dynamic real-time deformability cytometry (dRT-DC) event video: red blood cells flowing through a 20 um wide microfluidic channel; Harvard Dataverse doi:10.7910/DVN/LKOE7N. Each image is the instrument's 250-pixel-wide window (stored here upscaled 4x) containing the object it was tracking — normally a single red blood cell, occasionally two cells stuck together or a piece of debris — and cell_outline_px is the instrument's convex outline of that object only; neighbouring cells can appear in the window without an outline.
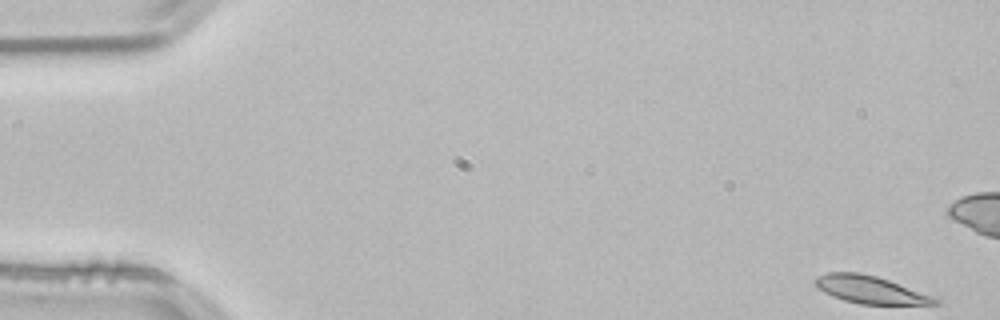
{"species": "common noctule bat (a hibernating species)", "species_latin": "Nyctalus noctula", "temperature_condition": "room temperature", "stored_images_in_passage": 53, "camera_frame_rate_fps": 3000, "um_per_image_px": 0.085, "animal": {"sex": "male", "body_mass_g": 21.5, "forearm_length_mm": 52.0}, "frame": {"image": 1, "passage_image": 1, "time_ms": 0.0, "image_size_px": [1000, 320], "cell_outline_px": [[940, 304], [860, 304], [844, 300], [832, 296], [816, 288], [812, 280], [816, 276], [828, 272], [860, 272], [876, 276], [888, 280], [932, 296], [940, 300]], "centroid_in_image_um": [73.89, 24.61], "position_along_channel_um": 11.1, "area_um2": 19.19}}
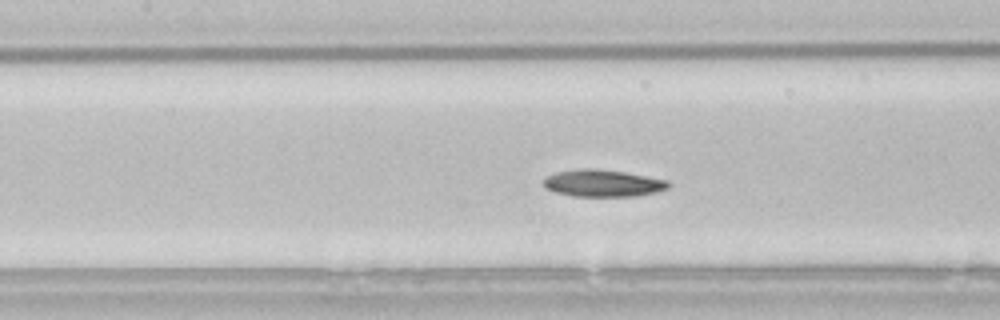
{"frame": {"image": 2, "passage_image": 23, "time_ms": 7.333, "image_size_px": [1000, 320], "cell_outline_px": [[672, 184], [668, 188], [656, 192], [636, 196], [572, 196], [556, 192], [544, 188], [544, 180], [548, 176], [556, 172], [584, 168], [588, 168], [624, 172], [668, 180]], "centroid_in_image_um": [51.26, 15.58], "position_along_channel_um": 156.1, "area_um2": 19.54}}
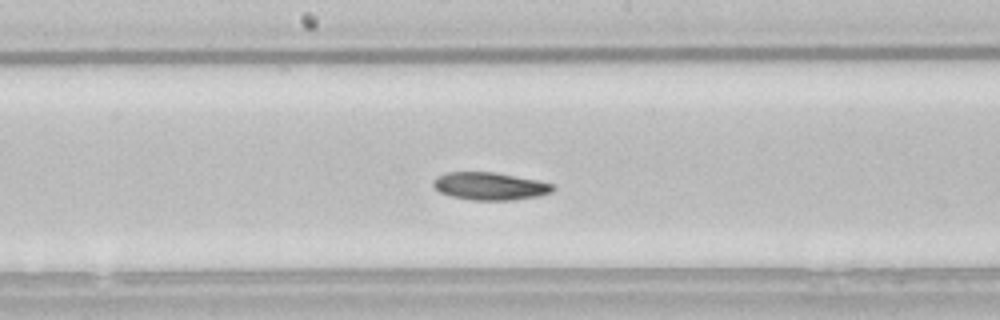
{"frame": {"image": 3, "passage_image": 27, "time_ms": 8.667, "image_size_px": [1000, 320], "cell_outline_px": [[556, 188], [552, 192], [540, 196], [512, 200], [472, 200], [452, 196], [440, 192], [432, 184], [432, 180], [436, 176], [448, 172], [496, 172], [536, 180], [552, 184]], "centroid_in_image_um": [41.64, 15.82], "position_along_channel_um": 206.6, "area_um2": 19.31}, "authors_computed_cell_mechanics": {"area_um2": 19.7098, "velocity_mm_per_s": 3.7877, "shape_relaxation_time_tau1_ms": 4.8974, "shape_relaxation_time_tau2_ms": null, "deformation_change_tau1": 0.1172, "deformation_change_tau2": null}}